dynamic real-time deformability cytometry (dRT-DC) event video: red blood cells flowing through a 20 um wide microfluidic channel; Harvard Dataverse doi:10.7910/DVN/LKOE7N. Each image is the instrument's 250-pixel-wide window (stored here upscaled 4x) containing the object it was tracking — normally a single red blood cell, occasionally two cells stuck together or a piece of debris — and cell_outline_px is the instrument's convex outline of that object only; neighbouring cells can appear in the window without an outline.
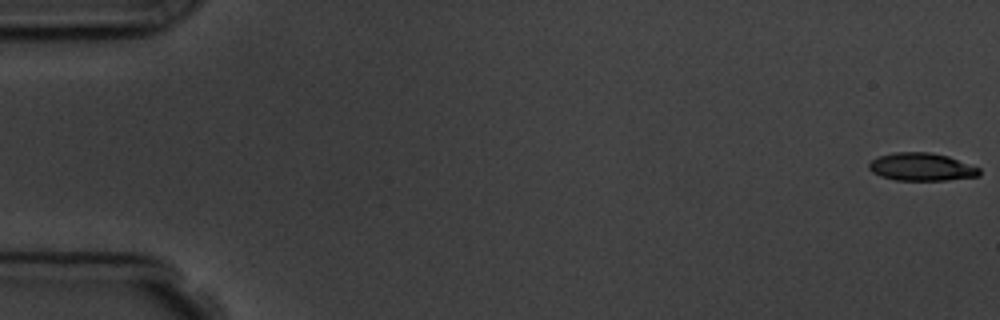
{"species": "common noctule bat (a hibernating species)", "species_latin": "Nyctalus noctula", "temperature_condition": "room temperature", "stored_images_in_passage": 5, "camera_frame_rate_fps": 3000, "um_per_image_px": 0.085, "animal": {"sex": "male", "body_mass_g": 19.5, "forearm_length_mm": 54.6}, "frame": {"image": 1, "passage_image": 1, "time_ms": 0.0, "image_size_px": [1000, 320], "cell_outline_px": [[980, 176], [948, 180], [896, 180], [880, 176], [872, 172], [868, 168], [868, 164], [876, 156], [892, 152], [928, 152], [948, 156], [980, 168]], "centroid_in_image_um": [78.3, 14.18], "position_along_channel_um": 6.7, "area_um2": 18.03}}
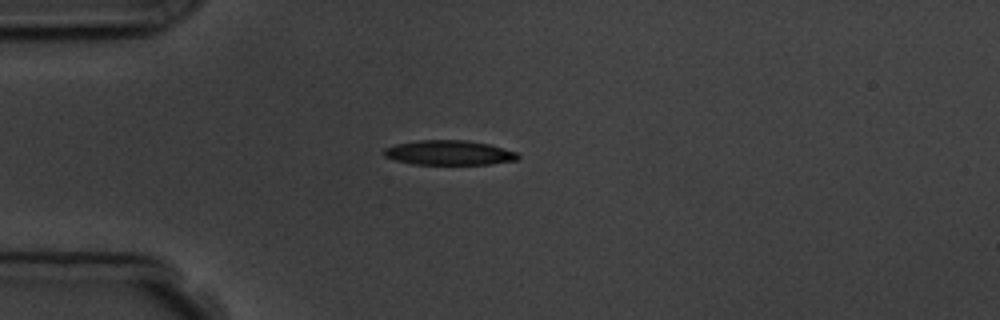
{"frame": {"image": 2, "passage_image": 5, "time_ms": 4.667, "image_size_px": [1000, 320], "cell_outline_px": [[520, 156], [516, 160], [488, 164], [412, 164], [396, 160], [384, 156], [380, 152], [384, 148], [396, 144], [416, 140], [468, 140], [488, 144], [516, 152]], "centroid_in_image_um": [38.11, 12.97], "position_along_channel_um": 46.9, "area_um2": 19.25}}